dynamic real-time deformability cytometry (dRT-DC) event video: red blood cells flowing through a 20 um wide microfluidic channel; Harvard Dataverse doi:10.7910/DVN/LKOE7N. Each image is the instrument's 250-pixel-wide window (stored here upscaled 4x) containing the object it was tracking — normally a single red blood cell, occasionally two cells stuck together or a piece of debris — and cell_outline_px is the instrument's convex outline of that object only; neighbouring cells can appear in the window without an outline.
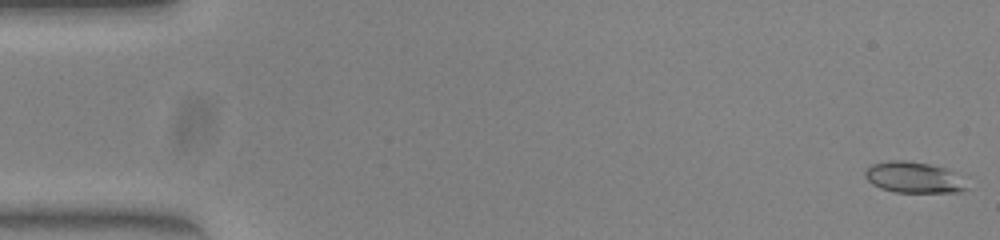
{"species": "common noctule bat (a hibernating species)", "species_latin": "Nyctalus noctula", "temperature_condition": "warm", "stored_images_in_passage": 30, "camera_frame_rate_fps": 3000, "um_per_image_px": 0.085, "animal": {"sex": "female", "body_mass_g": 23.0, "forearm_length_mm": 53.4}, "frame": {"image": 1, "passage_image": 1, "time_ms": 0.0, "image_size_px": [1000, 240], "cell_outline_px": [[968, 188], [960, 192], [896, 192], [880, 188], [872, 184], [864, 176], [864, 172], [872, 164], [888, 160], [904, 160], [928, 164], [944, 168], [952, 172]], "centroid_in_image_um": [77.59, 15.08], "position_along_channel_um": 7.4, "area_um2": 18.03}}
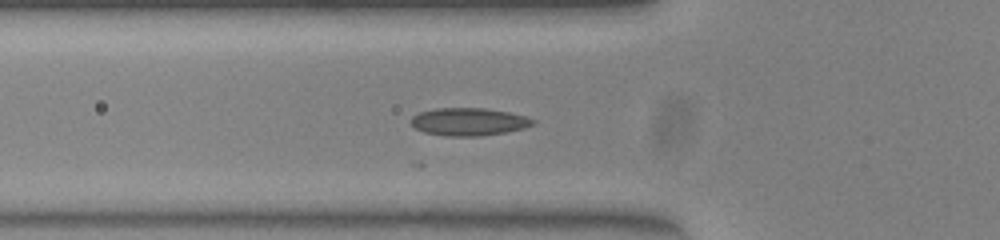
{"frame": {"image": 2, "passage_image": 18, "time_ms": 5.667, "image_size_px": [1000, 240], "cell_outline_px": [[536, 124], [524, 128], [504, 132], [480, 136], [444, 136], [424, 132], [416, 128], [408, 120], [412, 116], [420, 112], [436, 108], [484, 108], [508, 112], [524, 116], [536, 120]], "centroid_in_image_um": [39.83, 10.35], "position_along_channel_um": 86.0, "area_um2": 19.71}}
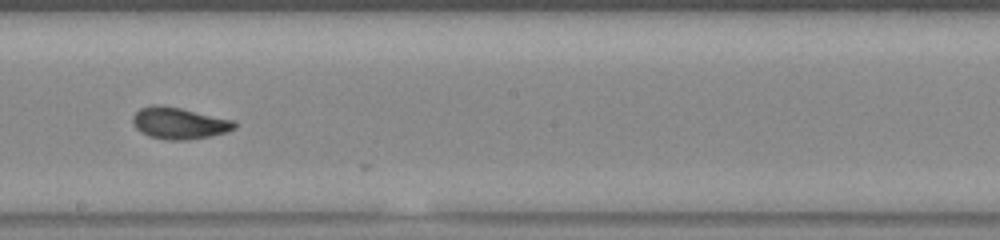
{"frame": {"image": 3, "passage_image": 29, "time_ms": 9.333, "image_size_px": [1000, 240], "cell_outline_px": [[236, 128], [228, 132], [188, 140], [164, 140], [148, 136], [140, 132], [132, 124], [132, 116], [140, 108], [152, 104], [156, 104], [180, 108], [232, 120], [236, 124]], "centroid_in_image_um": [15.17, 10.48], "position_along_channel_um": 233.0, "area_um2": 18.79}}